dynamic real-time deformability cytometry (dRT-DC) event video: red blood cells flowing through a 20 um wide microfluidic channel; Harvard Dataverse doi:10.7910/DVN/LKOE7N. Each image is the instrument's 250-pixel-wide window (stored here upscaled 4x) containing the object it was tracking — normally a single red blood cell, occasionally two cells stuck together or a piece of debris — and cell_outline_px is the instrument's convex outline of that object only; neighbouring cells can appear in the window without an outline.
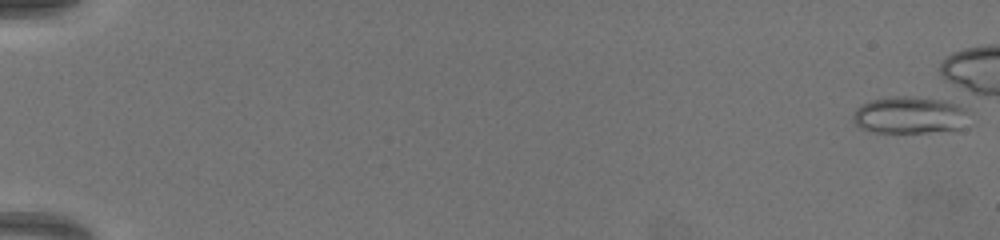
{"species": "common noctule bat (a hibernating species)", "species_latin": "Nyctalus noctula", "temperature_condition": "warm", "stored_images_in_passage": 1, "camera_frame_rate_fps": 3000, "um_per_image_px": 0.085, "animal": {"sex": "female", "body_mass_g": 19.5, "forearm_length_mm": 54.1}, "frame": {"image": 1, "passage_image": 1, "time_ms": 0.0, "image_size_px": [1000, 240], "cell_outline_px": [[972, 112], [968, 128], [952, 132], [872, 132], [856, 128], [852, 120], [852, 116], [856, 108], [860, 104], [872, 100], [892, 96], [908, 96], [944, 100], [968, 104]], "centroid_in_image_um": [77.49, 9.8], "position_along_channel_um": 7.5, "area_um2": 26.7}}